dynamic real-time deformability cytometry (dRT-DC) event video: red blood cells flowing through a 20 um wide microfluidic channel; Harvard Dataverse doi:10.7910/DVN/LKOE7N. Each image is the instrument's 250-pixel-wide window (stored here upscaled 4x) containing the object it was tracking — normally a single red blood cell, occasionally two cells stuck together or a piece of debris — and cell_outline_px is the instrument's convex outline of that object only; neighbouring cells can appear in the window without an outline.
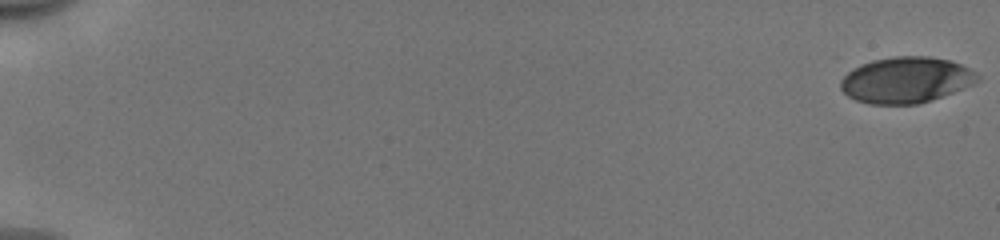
{"species": "human", "species_latin": "Homo sapiens", "temperature_condition": "cold", "stored_images_in_passage": 54, "camera_frame_rate_fps": 3000, "um_per_image_px": 0.085, "donor": {"sex": "male"}, "frame": {"image": 1, "passage_image": 1, "time_ms": 0.0, "image_size_px": [1000, 240], "cell_outline_px": [[980, 80], [972, 84], [952, 92], [916, 104], [868, 104], [856, 100], [848, 96], [840, 88], [840, 80], [848, 72], [872, 60], [896, 56], [928, 56], [948, 60], [960, 64], [976, 72], [980, 76]], "centroid_in_image_um": [77.0, 6.79], "position_along_channel_um": 8.0, "area_um2": 36.24}}
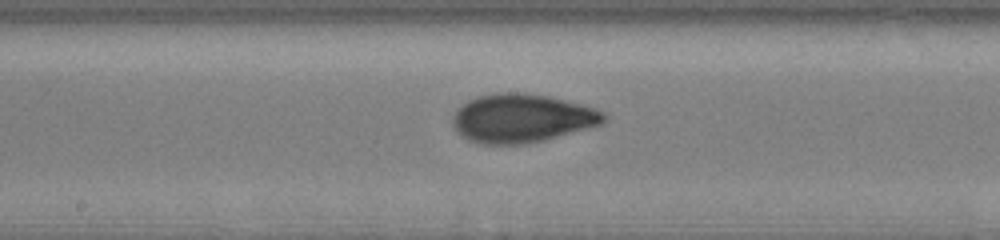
{"frame": {"image": 2, "passage_image": 31, "time_ms": 10.0, "image_size_px": [1000, 240], "cell_outline_px": [[608, 120], [604, 124], [544, 140], [528, 144], [480, 144], [468, 140], [460, 136], [456, 132], [452, 124], [452, 116], [456, 108], [460, 104], [476, 96], [500, 92], [516, 92], [548, 96], [596, 108], [604, 112], [608, 116]], "centroid_in_image_um": [44.34, 10.06], "position_along_channel_um": 203.9, "area_um2": 43.41}}
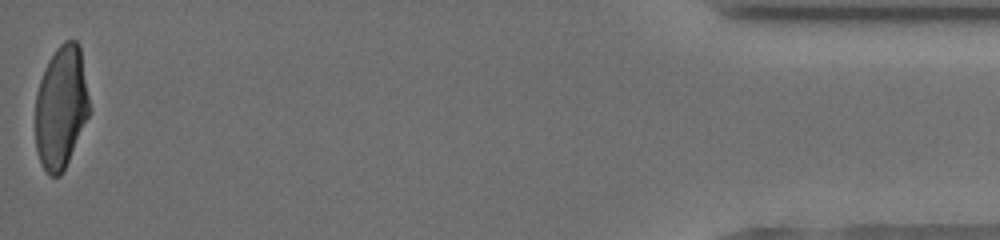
{"frame": {"image": 3, "passage_image": 54, "time_ms": 17.667, "image_size_px": [1000, 240], "cell_outline_px": [[88, 116], [68, 160], [60, 176], [48, 176], [40, 160], [36, 148], [36, 92], [44, 68], [48, 60], [56, 48], [64, 40], [76, 40], [80, 44], [88, 96]], "centroid_in_image_um": [5.17, 9.07], "position_along_channel_um": 430.0, "area_um2": 38.21}, "authors_computed_cell_mechanics": {"area_um2": 39.1884, "velocity_mm_per_s": 3.9787, "shape_relaxation_time_tau1_ms": 3.0761, "shape_relaxation_time_tau2_ms": 1.0651, "deformation_change_tau1": 0.1544, "deformation_change_tau2": 0.0619}}